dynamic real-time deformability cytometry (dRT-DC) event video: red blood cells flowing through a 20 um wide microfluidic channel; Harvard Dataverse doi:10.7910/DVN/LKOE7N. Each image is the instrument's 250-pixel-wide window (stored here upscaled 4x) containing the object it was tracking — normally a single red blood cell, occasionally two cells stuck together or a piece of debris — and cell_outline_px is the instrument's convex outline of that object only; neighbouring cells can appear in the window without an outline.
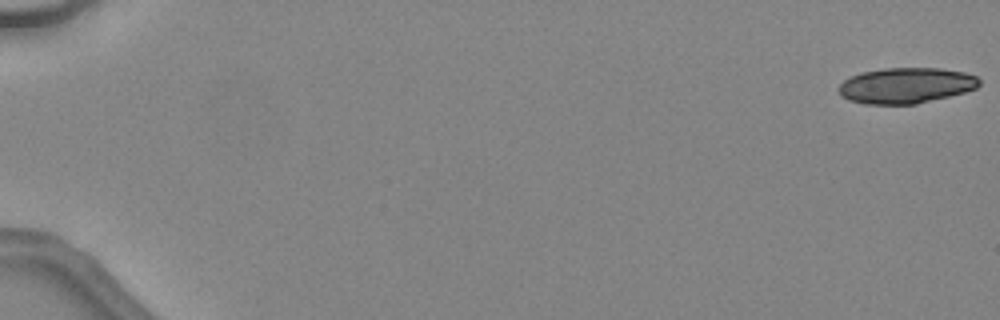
{"species": "common noctule bat (a hibernating species)", "species_latin": "Nyctalus noctula", "temperature_condition": "warm", "stored_images_in_passage": 21, "camera_frame_rate_fps": 3000, "um_per_image_px": 0.085, "animal": {"sex": "female", "body_mass_g": 24.6, "forearm_length_mm": 56.2}, "frame": {"image": 1, "passage_image": 1, "time_ms": 0.0, "image_size_px": [1000, 320], "cell_outline_px": [[980, 84], [976, 88], [964, 92], [916, 104], [864, 104], [848, 100], [840, 96], [840, 84], [844, 80], [860, 72], [884, 68], [940, 68], [964, 72], [976, 76], [980, 80]], "centroid_in_image_um": [77.0, 7.26], "position_along_channel_um": 8.0, "area_um2": 29.19}}